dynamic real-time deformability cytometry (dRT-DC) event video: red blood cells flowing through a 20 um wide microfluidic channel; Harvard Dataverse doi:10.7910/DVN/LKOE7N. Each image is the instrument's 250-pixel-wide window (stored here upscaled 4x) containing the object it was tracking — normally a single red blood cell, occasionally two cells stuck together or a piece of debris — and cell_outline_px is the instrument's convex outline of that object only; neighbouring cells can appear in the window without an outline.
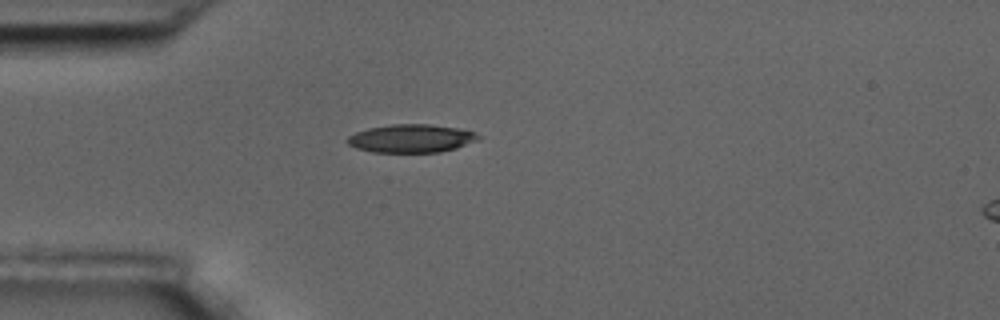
{"species": "common noctule bat (a hibernating species)", "species_latin": "Nyctalus noctula", "temperature_condition": "room temperature", "stored_images_in_passage": 42, "camera_frame_rate_fps": 3000, "um_per_image_px": 0.085, "animal": {"sex": "male", "body_mass_g": 17.5, "forearm_length_mm": 52.3}, "frame": {"image": 1, "passage_image": 1, "time_ms": 0.0, "image_size_px": [1000, 320], "cell_outline_px": [[480, 140], [456, 148], [440, 152], [372, 152], [356, 148], [348, 144], [344, 140], [348, 136], [356, 132], [368, 128], [392, 124], [428, 124], [456, 128], [476, 132], [480, 136]], "centroid_in_image_um": [34.95, 11.77], "position_along_channel_um": 50.1, "area_um2": 21.62}}
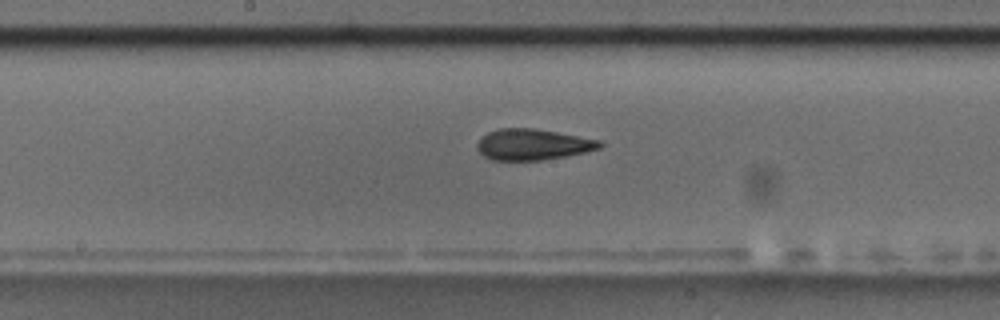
{"frame": {"image": 2, "passage_image": 15, "time_ms": 4.667, "image_size_px": [1000, 320], "cell_outline_px": [[604, 144], [600, 148], [584, 152], [564, 156], [540, 160], [492, 160], [484, 156], [476, 148], [476, 144], [480, 136], [488, 132], [500, 128], [532, 128], [556, 132], [600, 140]], "centroid_in_image_um": [45.24, 12.28], "position_along_channel_um": 203.0, "area_um2": 22.08}}
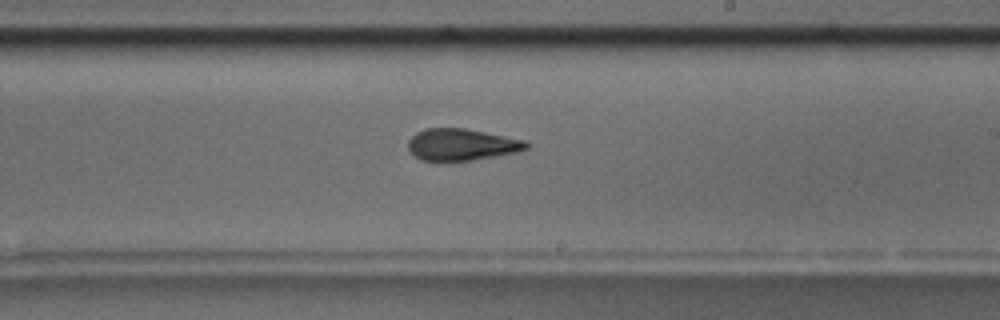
{"frame": {"image": 3, "passage_image": 19, "time_ms": 6.0, "image_size_px": [1000, 320], "cell_outline_px": [[528, 148], [516, 152], [472, 160], [420, 160], [408, 148], [408, 140], [416, 132], [424, 128], [464, 128], [528, 140]], "centroid_in_image_um": [39.25, 12.27], "position_along_channel_um": 249.8, "area_um2": 21.73}, "authors_computed_cell_mechanics": {"area_um2": 21.9929, "velocity_mm_per_s": 3.5252, "shape_relaxation_time_tau1_ms": 4.9875, "shape_relaxation_time_tau2_ms": 3.1067, "deformation_change_tau1": 0.1835, "deformation_change_tau2": 0.1301}}